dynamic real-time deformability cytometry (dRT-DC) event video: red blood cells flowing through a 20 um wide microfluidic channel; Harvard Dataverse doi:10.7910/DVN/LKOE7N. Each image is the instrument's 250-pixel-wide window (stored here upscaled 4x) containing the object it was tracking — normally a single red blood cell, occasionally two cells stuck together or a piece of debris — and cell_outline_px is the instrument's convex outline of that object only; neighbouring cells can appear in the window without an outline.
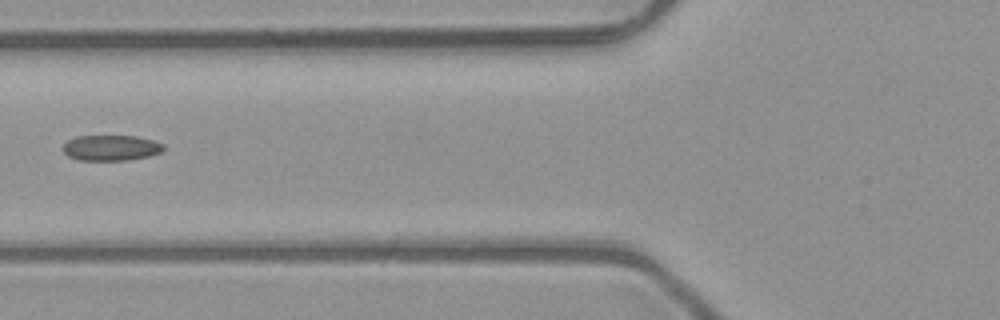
{"species": "common noctule bat (a hibernating species)", "species_latin": "Nyctalus noctula", "temperature_condition": "room temperature", "stored_images_in_passage": 6, "camera_frame_rate_fps": 3000, "um_per_image_px": 0.085, "animal": {"sex": "male", "body_mass_g": 23.1, "forearm_length_mm": 52.7}, "frame": {"image": 1, "passage_image": 5, "time_ms": 1.333, "image_size_px": [1000, 320], "cell_outline_px": [[164, 148], [160, 152], [148, 156], [128, 160], [76, 160], [68, 156], [60, 148], [68, 140], [76, 136], [136, 136], [152, 140], [164, 144]], "centroid_in_image_um": [9.39, 12.57], "position_along_channel_um": 116.4, "area_um2": 15.03}}
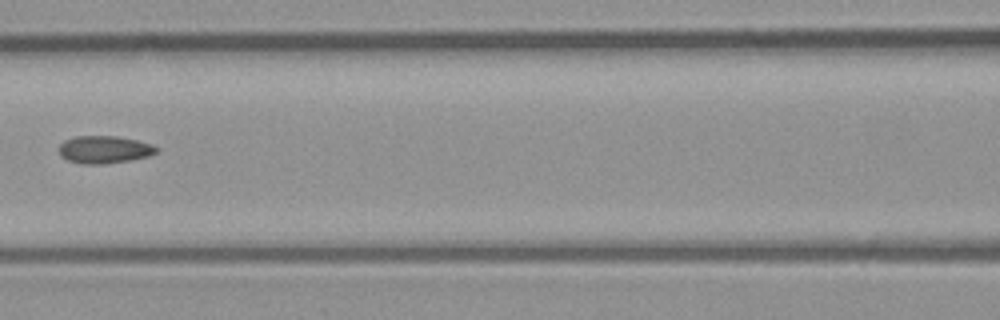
{"frame": {"image": 2, "passage_image": 6, "time_ms": 1.667, "image_size_px": [1000, 320], "cell_outline_px": [[160, 148], [156, 152], [148, 156], [128, 160], [104, 164], [84, 164], [68, 160], [60, 156], [60, 144], [64, 140], [76, 136], [116, 136], [136, 140], [152, 144]], "centroid_in_image_um": [8.86, 12.71], "position_along_channel_um": 157.7, "area_um2": 15.55}}